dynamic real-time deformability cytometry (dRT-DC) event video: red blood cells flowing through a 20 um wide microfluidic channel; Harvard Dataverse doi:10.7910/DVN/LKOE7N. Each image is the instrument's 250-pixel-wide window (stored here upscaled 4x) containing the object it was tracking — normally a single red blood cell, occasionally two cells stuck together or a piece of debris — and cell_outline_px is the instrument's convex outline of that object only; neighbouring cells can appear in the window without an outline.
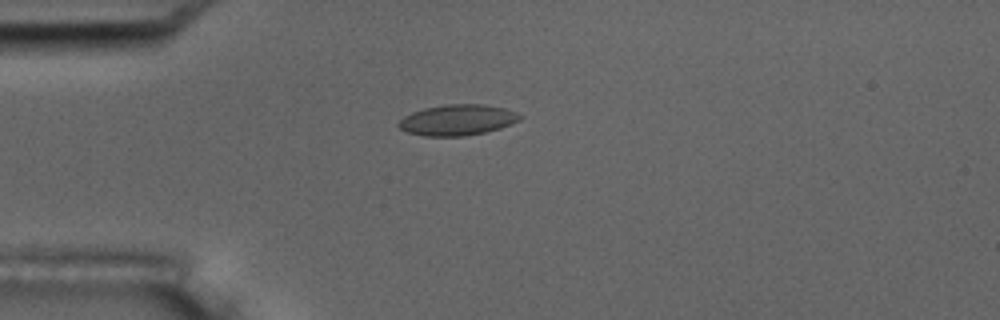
{"species": "common noctule bat (a hibernating species)", "species_latin": "Nyctalus noctula", "temperature_condition": "room temperature", "stored_images_in_passage": 7, "camera_frame_rate_fps": 3000, "um_per_image_px": 0.085, "animal": {"sex": "male", "body_mass_g": 17.5, "forearm_length_mm": 52.3}, "frame": {"image": 1, "passage_image": 5, "time_ms": 4.667, "image_size_px": [1000, 320], "cell_outline_px": [[524, 116], [520, 120], [512, 124], [500, 128], [484, 132], [464, 136], [424, 136], [408, 132], [400, 128], [396, 124], [404, 116], [412, 112], [424, 108], [448, 104], [484, 104], [504, 108], [516, 112]], "centroid_in_image_um": [38.9, 10.19], "position_along_channel_um": 46.1, "area_um2": 21.79}}
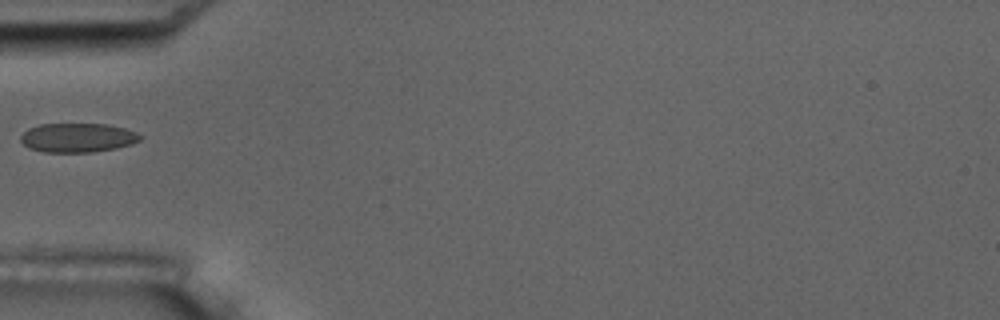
{"frame": {"image": 2, "passage_image": 6, "time_ms": 6.0, "image_size_px": [1000, 320], "cell_outline_px": [[144, 136], [140, 140], [132, 144], [116, 148], [92, 152], [44, 152], [32, 148], [24, 144], [20, 140], [20, 136], [28, 128], [40, 124], [108, 124], [124, 128], [136, 132]], "centroid_in_image_um": [6.63, 11.7], "position_along_channel_um": 78.4, "area_um2": 20.29}}